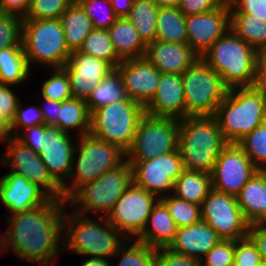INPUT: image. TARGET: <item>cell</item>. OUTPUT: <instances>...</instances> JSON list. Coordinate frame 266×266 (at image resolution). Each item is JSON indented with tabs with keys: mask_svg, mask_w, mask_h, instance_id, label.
Returning <instances> with one entry per match:
<instances>
[{
	"mask_svg": "<svg viewBox=\"0 0 266 266\" xmlns=\"http://www.w3.org/2000/svg\"><path fill=\"white\" fill-rule=\"evenodd\" d=\"M152 117L185 118V100L181 75L161 73L158 87L151 101L144 107Z\"/></svg>",
	"mask_w": 266,
	"mask_h": 266,
	"instance_id": "7402d4cb",
	"label": "cell"
},
{
	"mask_svg": "<svg viewBox=\"0 0 266 266\" xmlns=\"http://www.w3.org/2000/svg\"><path fill=\"white\" fill-rule=\"evenodd\" d=\"M42 124H44V118L39 106L32 105L23 107V104L21 105L19 102L10 129L12 136L15 137L22 130Z\"/></svg>",
	"mask_w": 266,
	"mask_h": 266,
	"instance_id": "ee69618b",
	"label": "cell"
},
{
	"mask_svg": "<svg viewBox=\"0 0 266 266\" xmlns=\"http://www.w3.org/2000/svg\"><path fill=\"white\" fill-rule=\"evenodd\" d=\"M72 3H80L82 0H70Z\"/></svg>",
	"mask_w": 266,
	"mask_h": 266,
	"instance_id": "e7e4bbea",
	"label": "cell"
},
{
	"mask_svg": "<svg viewBox=\"0 0 266 266\" xmlns=\"http://www.w3.org/2000/svg\"><path fill=\"white\" fill-rule=\"evenodd\" d=\"M180 11L185 16L202 14L217 8L213 0H180Z\"/></svg>",
	"mask_w": 266,
	"mask_h": 266,
	"instance_id": "f907efd6",
	"label": "cell"
},
{
	"mask_svg": "<svg viewBox=\"0 0 266 266\" xmlns=\"http://www.w3.org/2000/svg\"><path fill=\"white\" fill-rule=\"evenodd\" d=\"M258 170L266 169V123L263 122L237 143Z\"/></svg>",
	"mask_w": 266,
	"mask_h": 266,
	"instance_id": "f35d334b",
	"label": "cell"
},
{
	"mask_svg": "<svg viewBox=\"0 0 266 266\" xmlns=\"http://www.w3.org/2000/svg\"><path fill=\"white\" fill-rule=\"evenodd\" d=\"M257 51L231 29L218 38L201 58L229 88L253 87Z\"/></svg>",
	"mask_w": 266,
	"mask_h": 266,
	"instance_id": "277c9868",
	"label": "cell"
},
{
	"mask_svg": "<svg viewBox=\"0 0 266 266\" xmlns=\"http://www.w3.org/2000/svg\"><path fill=\"white\" fill-rule=\"evenodd\" d=\"M67 206L63 215V252L67 250L81 256L110 259L128 240L106 217L94 221L90 216L73 210L68 213Z\"/></svg>",
	"mask_w": 266,
	"mask_h": 266,
	"instance_id": "7a4b0ae2",
	"label": "cell"
},
{
	"mask_svg": "<svg viewBox=\"0 0 266 266\" xmlns=\"http://www.w3.org/2000/svg\"><path fill=\"white\" fill-rule=\"evenodd\" d=\"M67 201L51 198L36 208L7 215V251L19 261L53 266L63 253V215ZM61 251V252H60Z\"/></svg>",
	"mask_w": 266,
	"mask_h": 266,
	"instance_id": "6da1fadb",
	"label": "cell"
},
{
	"mask_svg": "<svg viewBox=\"0 0 266 266\" xmlns=\"http://www.w3.org/2000/svg\"><path fill=\"white\" fill-rule=\"evenodd\" d=\"M160 200L169 210V214L178 228L187 227L202 220L201 205L187 202L173 194L166 195Z\"/></svg>",
	"mask_w": 266,
	"mask_h": 266,
	"instance_id": "74e56055",
	"label": "cell"
},
{
	"mask_svg": "<svg viewBox=\"0 0 266 266\" xmlns=\"http://www.w3.org/2000/svg\"><path fill=\"white\" fill-rule=\"evenodd\" d=\"M77 143L69 177L71 184L66 182L62 186L64 201L86 183L96 180L126 160V153L116 145L99 140L90 134L78 137Z\"/></svg>",
	"mask_w": 266,
	"mask_h": 266,
	"instance_id": "8992f818",
	"label": "cell"
},
{
	"mask_svg": "<svg viewBox=\"0 0 266 266\" xmlns=\"http://www.w3.org/2000/svg\"><path fill=\"white\" fill-rule=\"evenodd\" d=\"M72 4L70 0H31L23 19H60L62 13Z\"/></svg>",
	"mask_w": 266,
	"mask_h": 266,
	"instance_id": "b9f144b4",
	"label": "cell"
},
{
	"mask_svg": "<svg viewBox=\"0 0 266 266\" xmlns=\"http://www.w3.org/2000/svg\"><path fill=\"white\" fill-rule=\"evenodd\" d=\"M236 200L250 225L266 215V173L258 170L236 195Z\"/></svg>",
	"mask_w": 266,
	"mask_h": 266,
	"instance_id": "484cf974",
	"label": "cell"
},
{
	"mask_svg": "<svg viewBox=\"0 0 266 266\" xmlns=\"http://www.w3.org/2000/svg\"><path fill=\"white\" fill-rule=\"evenodd\" d=\"M248 235L258 247L263 262L266 263V228L261 227L257 222L249 226Z\"/></svg>",
	"mask_w": 266,
	"mask_h": 266,
	"instance_id": "11a10c76",
	"label": "cell"
},
{
	"mask_svg": "<svg viewBox=\"0 0 266 266\" xmlns=\"http://www.w3.org/2000/svg\"><path fill=\"white\" fill-rule=\"evenodd\" d=\"M116 69L128 98L145 107L156 93L161 72L145 57L122 60Z\"/></svg>",
	"mask_w": 266,
	"mask_h": 266,
	"instance_id": "ffe728a7",
	"label": "cell"
},
{
	"mask_svg": "<svg viewBox=\"0 0 266 266\" xmlns=\"http://www.w3.org/2000/svg\"><path fill=\"white\" fill-rule=\"evenodd\" d=\"M62 69L68 76L72 97L86 100L94 88L116 68L108 61L73 51Z\"/></svg>",
	"mask_w": 266,
	"mask_h": 266,
	"instance_id": "ac0fdd59",
	"label": "cell"
},
{
	"mask_svg": "<svg viewBox=\"0 0 266 266\" xmlns=\"http://www.w3.org/2000/svg\"><path fill=\"white\" fill-rule=\"evenodd\" d=\"M50 70V77L42 83L41 96L58 102L71 99L72 93L66 72L62 68Z\"/></svg>",
	"mask_w": 266,
	"mask_h": 266,
	"instance_id": "ab89813d",
	"label": "cell"
},
{
	"mask_svg": "<svg viewBox=\"0 0 266 266\" xmlns=\"http://www.w3.org/2000/svg\"><path fill=\"white\" fill-rule=\"evenodd\" d=\"M260 266H266V263L265 262H263Z\"/></svg>",
	"mask_w": 266,
	"mask_h": 266,
	"instance_id": "a7ac6f4b",
	"label": "cell"
},
{
	"mask_svg": "<svg viewBox=\"0 0 266 266\" xmlns=\"http://www.w3.org/2000/svg\"><path fill=\"white\" fill-rule=\"evenodd\" d=\"M253 87L263 92L266 96V50L257 52L256 76Z\"/></svg>",
	"mask_w": 266,
	"mask_h": 266,
	"instance_id": "816d5d0a",
	"label": "cell"
},
{
	"mask_svg": "<svg viewBox=\"0 0 266 266\" xmlns=\"http://www.w3.org/2000/svg\"><path fill=\"white\" fill-rule=\"evenodd\" d=\"M111 6L118 17H126L135 0H110Z\"/></svg>",
	"mask_w": 266,
	"mask_h": 266,
	"instance_id": "9f6ffc18",
	"label": "cell"
},
{
	"mask_svg": "<svg viewBox=\"0 0 266 266\" xmlns=\"http://www.w3.org/2000/svg\"><path fill=\"white\" fill-rule=\"evenodd\" d=\"M213 2L217 7H224L230 10L236 5L238 0H213Z\"/></svg>",
	"mask_w": 266,
	"mask_h": 266,
	"instance_id": "91938a15",
	"label": "cell"
},
{
	"mask_svg": "<svg viewBox=\"0 0 266 266\" xmlns=\"http://www.w3.org/2000/svg\"><path fill=\"white\" fill-rule=\"evenodd\" d=\"M211 189V174L184 170L174 182L172 194L187 202L201 205Z\"/></svg>",
	"mask_w": 266,
	"mask_h": 266,
	"instance_id": "4dcf8cb0",
	"label": "cell"
},
{
	"mask_svg": "<svg viewBox=\"0 0 266 266\" xmlns=\"http://www.w3.org/2000/svg\"><path fill=\"white\" fill-rule=\"evenodd\" d=\"M266 96L254 87L229 89L214 115L227 143H238L264 122Z\"/></svg>",
	"mask_w": 266,
	"mask_h": 266,
	"instance_id": "5b68a950",
	"label": "cell"
},
{
	"mask_svg": "<svg viewBox=\"0 0 266 266\" xmlns=\"http://www.w3.org/2000/svg\"><path fill=\"white\" fill-rule=\"evenodd\" d=\"M178 227L165 204L159 199L153 206L143 232L136 240L155 249L168 248L174 241Z\"/></svg>",
	"mask_w": 266,
	"mask_h": 266,
	"instance_id": "d4e9b609",
	"label": "cell"
},
{
	"mask_svg": "<svg viewBox=\"0 0 266 266\" xmlns=\"http://www.w3.org/2000/svg\"><path fill=\"white\" fill-rule=\"evenodd\" d=\"M10 86L14 87L13 85L0 83V116L11 125L20 100Z\"/></svg>",
	"mask_w": 266,
	"mask_h": 266,
	"instance_id": "c3c4849f",
	"label": "cell"
},
{
	"mask_svg": "<svg viewBox=\"0 0 266 266\" xmlns=\"http://www.w3.org/2000/svg\"><path fill=\"white\" fill-rule=\"evenodd\" d=\"M7 245H8V236H7V227L5 232L0 235V254L4 251L7 252Z\"/></svg>",
	"mask_w": 266,
	"mask_h": 266,
	"instance_id": "6125c7cd",
	"label": "cell"
},
{
	"mask_svg": "<svg viewBox=\"0 0 266 266\" xmlns=\"http://www.w3.org/2000/svg\"><path fill=\"white\" fill-rule=\"evenodd\" d=\"M200 260L171 251L168 248L156 250L155 266H199Z\"/></svg>",
	"mask_w": 266,
	"mask_h": 266,
	"instance_id": "7dc6e473",
	"label": "cell"
},
{
	"mask_svg": "<svg viewBox=\"0 0 266 266\" xmlns=\"http://www.w3.org/2000/svg\"><path fill=\"white\" fill-rule=\"evenodd\" d=\"M222 238L203 220L178 228L168 249L201 260Z\"/></svg>",
	"mask_w": 266,
	"mask_h": 266,
	"instance_id": "cb8c5ba5",
	"label": "cell"
},
{
	"mask_svg": "<svg viewBox=\"0 0 266 266\" xmlns=\"http://www.w3.org/2000/svg\"><path fill=\"white\" fill-rule=\"evenodd\" d=\"M185 118L214 116L229 88L222 77L199 57L181 75Z\"/></svg>",
	"mask_w": 266,
	"mask_h": 266,
	"instance_id": "30bf717a",
	"label": "cell"
},
{
	"mask_svg": "<svg viewBox=\"0 0 266 266\" xmlns=\"http://www.w3.org/2000/svg\"><path fill=\"white\" fill-rule=\"evenodd\" d=\"M159 7H179L180 0H154Z\"/></svg>",
	"mask_w": 266,
	"mask_h": 266,
	"instance_id": "94428289",
	"label": "cell"
},
{
	"mask_svg": "<svg viewBox=\"0 0 266 266\" xmlns=\"http://www.w3.org/2000/svg\"><path fill=\"white\" fill-rule=\"evenodd\" d=\"M54 126L70 135L71 132L73 133L76 130L79 135L78 137L89 134L90 113L85 100L72 97L71 99L61 101L58 122Z\"/></svg>",
	"mask_w": 266,
	"mask_h": 266,
	"instance_id": "f546056e",
	"label": "cell"
},
{
	"mask_svg": "<svg viewBox=\"0 0 266 266\" xmlns=\"http://www.w3.org/2000/svg\"><path fill=\"white\" fill-rule=\"evenodd\" d=\"M262 263L258 247L249 235L235 240L233 266H260Z\"/></svg>",
	"mask_w": 266,
	"mask_h": 266,
	"instance_id": "f6af8a7d",
	"label": "cell"
},
{
	"mask_svg": "<svg viewBox=\"0 0 266 266\" xmlns=\"http://www.w3.org/2000/svg\"><path fill=\"white\" fill-rule=\"evenodd\" d=\"M158 11L154 0H135L126 16L146 45L155 41Z\"/></svg>",
	"mask_w": 266,
	"mask_h": 266,
	"instance_id": "e575fe53",
	"label": "cell"
},
{
	"mask_svg": "<svg viewBox=\"0 0 266 266\" xmlns=\"http://www.w3.org/2000/svg\"><path fill=\"white\" fill-rule=\"evenodd\" d=\"M261 227L266 228V215H264L260 220L257 222Z\"/></svg>",
	"mask_w": 266,
	"mask_h": 266,
	"instance_id": "be15d7a7",
	"label": "cell"
},
{
	"mask_svg": "<svg viewBox=\"0 0 266 266\" xmlns=\"http://www.w3.org/2000/svg\"><path fill=\"white\" fill-rule=\"evenodd\" d=\"M13 137L10 129V124L0 116V143H4Z\"/></svg>",
	"mask_w": 266,
	"mask_h": 266,
	"instance_id": "6f0895ef",
	"label": "cell"
},
{
	"mask_svg": "<svg viewBox=\"0 0 266 266\" xmlns=\"http://www.w3.org/2000/svg\"><path fill=\"white\" fill-rule=\"evenodd\" d=\"M50 199L42 188L22 175L8 171L0 178V201L9 210L8 215L44 205Z\"/></svg>",
	"mask_w": 266,
	"mask_h": 266,
	"instance_id": "44dd1931",
	"label": "cell"
},
{
	"mask_svg": "<svg viewBox=\"0 0 266 266\" xmlns=\"http://www.w3.org/2000/svg\"><path fill=\"white\" fill-rule=\"evenodd\" d=\"M133 183L158 199L173 193L174 182L185 170L179 150L143 161H128Z\"/></svg>",
	"mask_w": 266,
	"mask_h": 266,
	"instance_id": "4fadbf2b",
	"label": "cell"
},
{
	"mask_svg": "<svg viewBox=\"0 0 266 266\" xmlns=\"http://www.w3.org/2000/svg\"><path fill=\"white\" fill-rule=\"evenodd\" d=\"M110 259H104L99 257H89L86 256V259L79 266H112ZM111 264V265H110Z\"/></svg>",
	"mask_w": 266,
	"mask_h": 266,
	"instance_id": "680465c9",
	"label": "cell"
},
{
	"mask_svg": "<svg viewBox=\"0 0 266 266\" xmlns=\"http://www.w3.org/2000/svg\"><path fill=\"white\" fill-rule=\"evenodd\" d=\"M22 22L23 17L19 15L0 12V50L22 45Z\"/></svg>",
	"mask_w": 266,
	"mask_h": 266,
	"instance_id": "7bdbcfd3",
	"label": "cell"
},
{
	"mask_svg": "<svg viewBox=\"0 0 266 266\" xmlns=\"http://www.w3.org/2000/svg\"><path fill=\"white\" fill-rule=\"evenodd\" d=\"M230 13H245L266 21V0H238Z\"/></svg>",
	"mask_w": 266,
	"mask_h": 266,
	"instance_id": "681fc988",
	"label": "cell"
},
{
	"mask_svg": "<svg viewBox=\"0 0 266 266\" xmlns=\"http://www.w3.org/2000/svg\"><path fill=\"white\" fill-rule=\"evenodd\" d=\"M14 138L40 155L50 175L61 187L66 183L76 147L72 135L42 124L22 130Z\"/></svg>",
	"mask_w": 266,
	"mask_h": 266,
	"instance_id": "52a82bcc",
	"label": "cell"
},
{
	"mask_svg": "<svg viewBox=\"0 0 266 266\" xmlns=\"http://www.w3.org/2000/svg\"><path fill=\"white\" fill-rule=\"evenodd\" d=\"M79 4L85 10L95 29L108 30L118 18L110 0H82Z\"/></svg>",
	"mask_w": 266,
	"mask_h": 266,
	"instance_id": "60d3db41",
	"label": "cell"
},
{
	"mask_svg": "<svg viewBox=\"0 0 266 266\" xmlns=\"http://www.w3.org/2000/svg\"><path fill=\"white\" fill-rule=\"evenodd\" d=\"M6 151L0 164L10 167V172L22 175L42 188L51 198L63 199L62 187L52 178L38 153L21 144L14 137L5 142Z\"/></svg>",
	"mask_w": 266,
	"mask_h": 266,
	"instance_id": "2e32d148",
	"label": "cell"
},
{
	"mask_svg": "<svg viewBox=\"0 0 266 266\" xmlns=\"http://www.w3.org/2000/svg\"><path fill=\"white\" fill-rule=\"evenodd\" d=\"M179 119L144 115L136 128L127 161H143L178 149Z\"/></svg>",
	"mask_w": 266,
	"mask_h": 266,
	"instance_id": "7c38bea8",
	"label": "cell"
},
{
	"mask_svg": "<svg viewBox=\"0 0 266 266\" xmlns=\"http://www.w3.org/2000/svg\"><path fill=\"white\" fill-rule=\"evenodd\" d=\"M128 98L121 75L117 69L107 75L85 100L89 113L108 104Z\"/></svg>",
	"mask_w": 266,
	"mask_h": 266,
	"instance_id": "d6a6232c",
	"label": "cell"
},
{
	"mask_svg": "<svg viewBox=\"0 0 266 266\" xmlns=\"http://www.w3.org/2000/svg\"><path fill=\"white\" fill-rule=\"evenodd\" d=\"M201 218L224 240L248 236L250 224L234 195L212 188L201 204Z\"/></svg>",
	"mask_w": 266,
	"mask_h": 266,
	"instance_id": "5bb4252c",
	"label": "cell"
},
{
	"mask_svg": "<svg viewBox=\"0 0 266 266\" xmlns=\"http://www.w3.org/2000/svg\"><path fill=\"white\" fill-rule=\"evenodd\" d=\"M21 43L29 67L62 68L70 57L60 19H23Z\"/></svg>",
	"mask_w": 266,
	"mask_h": 266,
	"instance_id": "ba28073f",
	"label": "cell"
},
{
	"mask_svg": "<svg viewBox=\"0 0 266 266\" xmlns=\"http://www.w3.org/2000/svg\"><path fill=\"white\" fill-rule=\"evenodd\" d=\"M81 53L91 55L95 58L110 62L115 68L122 62L117 55L110 35L105 29H93L84 39Z\"/></svg>",
	"mask_w": 266,
	"mask_h": 266,
	"instance_id": "d590c367",
	"label": "cell"
},
{
	"mask_svg": "<svg viewBox=\"0 0 266 266\" xmlns=\"http://www.w3.org/2000/svg\"><path fill=\"white\" fill-rule=\"evenodd\" d=\"M144 57L161 73L182 75L199 56L185 44L155 40L147 44Z\"/></svg>",
	"mask_w": 266,
	"mask_h": 266,
	"instance_id": "603a6c76",
	"label": "cell"
},
{
	"mask_svg": "<svg viewBox=\"0 0 266 266\" xmlns=\"http://www.w3.org/2000/svg\"><path fill=\"white\" fill-rule=\"evenodd\" d=\"M132 183V166L125 160L118 167L80 187L67 200V205H73L72 210L84 216L90 212L97 217H106Z\"/></svg>",
	"mask_w": 266,
	"mask_h": 266,
	"instance_id": "9c48e42d",
	"label": "cell"
},
{
	"mask_svg": "<svg viewBox=\"0 0 266 266\" xmlns=\"http://www.w3.org/2000/svg\"><path fill=\"white\" fill-rule=\"evenodd\" d=\"M235 256V240L222 239L201 261L208 266H233Z\"/></svg>",
	"mask_w": 266,
	"mask_h": 266,
	"instance_id": "bcb514c9",
	"label": "cell"
},
{
	"mask_svg": "<svg viewBox=\"0 0 266 266\" xmlns=\"http://www.w3.org/2000/svg\"><path fill=\"white\" fill-rule=\"evenodd\" d=\"M155 40L187 43L186 16L178 7H159Z\"/></svg>",
	"mask_w": 266,
	"mask_h": 266,
	"instance_id": "1f68e13d",
	"label": "cell"
},
{
	"mask_svg": "<svg viewBox=\"0 0 266 266\" xmlns=\"http://www.w3.org/2000/svg\"><path fill=\"white\" fill-rule=\"evenodd\" d=\"M107 31L117 55L122 60L144 57L147 45L126 17H118Z\"/></svg>",
	"mask_w": 266,
	"mask_h": 266,
	"instance_id": "4316f807",
	"label": "cell"
},
{
	"mask_svg": "<svg viewBox=\"0 0 266 266\" xmlns=\"http://www.w3.org/2000/svg\"><path fill=\"white\" fill-rule=\"evenodd\" d=\"M199 266H208V265H205L201 260H200V264Z\"/></svg>",
	"mask_w": 266,
	"mask_h": 266,
	"instance_id": "03108f58",
	"label": "cell"
},
{
	"mask_svg": "<svg viewBox=\"0 0 266 266\" xmlns=\"http://www.w3.org/2000/svg\"><path fill=\"white\" fill-rule=\"evenodd\" d=\"M31 0H0V12L11 13L24 17Z\"/></svg>",
	"mask_w": 266,
	"mask_h": 266,
	"instance_id": "db71d44e",
	"label": "cell"
},
{
	"mask_svg": "<svg viewBox=\"0 0 266 266\" xmlns=\"http://www.w3.org/2000/svg\"><path fill=\"white\" fill-rule=\"evenodd\" d=\"M257 171L237 143H227L211 172L212 188L236 196Z\"/></svg>",
	"mask_w": 266,
	"mask_h": 266,
	"instance_id": "e0dca14e",
	"label": "cell"
},
{
	"mask_svg": "<svg viewBox=\"0 0 266 266\" xmlns=\"http://www.w3.org/2000/svg\"><path fill=\"white\" fill-rule=\"evenodd\" d=\"M31 69L22 45L0 50V83L18 86L30 77Z\"/></svg>",
	"mask_w": 266,
	"mask_h": 266,
	"instance_id": "f1b7e54d",
	"label": "cell"
},
{
	"mask_svg": "<svg viewBox=\"0 0 266 266\" xmlns=\"http://www.w3.org/2000/svg\"><path fill=\"white\" fill-rule=\"evenodd\" d=\"M159 199L132 183L106 216L127 239H136L144 230L153 206Z\"/></svg>",
	"mask_w": 266,
	"mask_h": 266,
	"instance_id": "9a60e30c",
	"label": "cell"
},
{
	"mask_svg": "<svg viewBox=\"0 0 266 266\" xmlns=\"http://www.w3.org/2000/svg\"><path fill=\"white\" fill-rule=\"evenodd\" d=\"M229 29L230 10L224 7L186 16L187 44L199 57Z\"/></svg>",
	"mask_w": 266,
	"mask_h": 266,
	"instance_id": "d6986e66",
	"label": "cell"
},
{
	"mask_svg": "<svg viewBox=\"0 0 266 266\" xmlns=\"http://www.w3.org/2000/svg\"><path fill=\"white\" fill-rule=\"evenodd\" d=\"M264 122L266 123V110H265V118H264Z\"/></svg>",
	"mask_w": 266,
	"mask_h": 266,
	"instance_id": "003e7915",
	"label": "cell"
},
{
	"mask_svg": "<svg viewBox=\"0 0 266 266\" xmlns=\"http://www.w3.org/2000/svg\"><path fill=\"white\" fill-rule=\"evenodd\" d=\"M43 103L39 105L42 111L44 124L46 126H54L58 122V113L61 102L49 100L48 98L42 97Z\"/></svg>",
	"mask_w": 266,
	"mask_h": 266,
	"instance_id": "f5cc1de1",
	"label": "cell"
},
{
	"mask_svg": "<svg viewBox=\"0 0 266 266\" xmlns=\"http://www.w3.org/2000/svg\"><path fill=\"white\" fill-rule=\"evenodd\" d=\"M226 144L214 116L186 117L179 120L178 150L185 170L211 174Z\"/></svg>",
	"mask_w": 266,
	"mask_h": 266,
	"instance_id": "3957f363",
	"label": "cell"
},
{
	"mask_svg": "<svg viewBox=\"0 0 266 266\" xmlns=\"http://www.w3.org/2000/svg\"><path fill=\"white\" fill-rule=\"evenodd\" d=\"M65 42L70 52L78 51L94 29L92 21L79 3H73L61 15Z\"/></svg>",
	"mask_w": 266,
	"mask_h": 266,
	"instance_id": "83f0119b",
	"label": "cell"
},
{
	"mask_svg": "<svg viewBox=\"0 0 266 266\" xmlns=\"http://www.w3.org/2000/svg\"><path fill=\"white\" fill-rule=\"evenodd\" d=\"M156 250L136 239H128L114 255L120 259L116 266H155Z\"/></svg>",
	"mask_w": 266,
	"mask_h": 266,
	"instance_id": "8d00e7d4",
	"label": "cell"
},
{
	"mask_svg": "<svg viewBox=\"0 0 266 266\" xmlns=\"http://www.w3.org/2000/svg\"><path fill=\"white\" fill-rule=\"evenodd\" d=\"M230 29L257 52L266 50V21L245 13H230Z\"/></svg>",
	"mask_w": 266,
	"mask_h": 266,
	"instance_id": "836d02e7",
	"label": "cell"
},
{
	"mask_svg": "<svg viewBox=\"0 0 266 266\" xmlns=\"http://www.w3.org/2000/svg\"><path fill=\"white\" fill-rule=\"evenodd\" d=\"M145 115L142 105L127 98L90 113L89 134L116 145L125 153L132 145L137 125Z\"/></svg>",
	"mask_w": 266,
	"mask_h": 266,
	"instance_id": "8fae6325",
	"label": "cell"
}]
</instances>
